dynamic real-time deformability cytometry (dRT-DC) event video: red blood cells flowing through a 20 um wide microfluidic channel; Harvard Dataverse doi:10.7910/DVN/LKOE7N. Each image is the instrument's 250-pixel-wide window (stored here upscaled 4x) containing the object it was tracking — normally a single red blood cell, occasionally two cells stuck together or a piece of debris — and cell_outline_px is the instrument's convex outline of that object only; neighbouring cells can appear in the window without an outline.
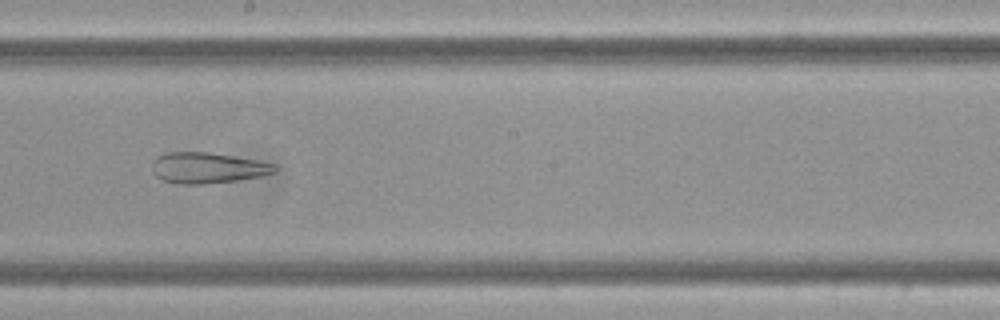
{"species": "Egyptian fruit bat (a non-hibernating species)", "species_latin": "Rousettus aegyptiacus", "temperature_condition": "cold", "stored_images_in_passage": 9, "camera_frame_rate_fps": 3000, "um_per_image_px": 0.085, "frame": {"image": 1, "passage_image": 8, "time_ms": 2.333, "image_size_px": [1000, 320], "cell_outline_px": [[276, 172], [260, 176], [236, 180], [200, 184], [176, 184], [164, 180], [156, 176], [152, 172], [152, 160], [156, 156], [164, 152], [208, 152], [256, 160], [276, 164]], "centroid_in_image_um": [17.59, 14.26], "position_along_channel_um": 230.6, "area_um2": 22.02}}